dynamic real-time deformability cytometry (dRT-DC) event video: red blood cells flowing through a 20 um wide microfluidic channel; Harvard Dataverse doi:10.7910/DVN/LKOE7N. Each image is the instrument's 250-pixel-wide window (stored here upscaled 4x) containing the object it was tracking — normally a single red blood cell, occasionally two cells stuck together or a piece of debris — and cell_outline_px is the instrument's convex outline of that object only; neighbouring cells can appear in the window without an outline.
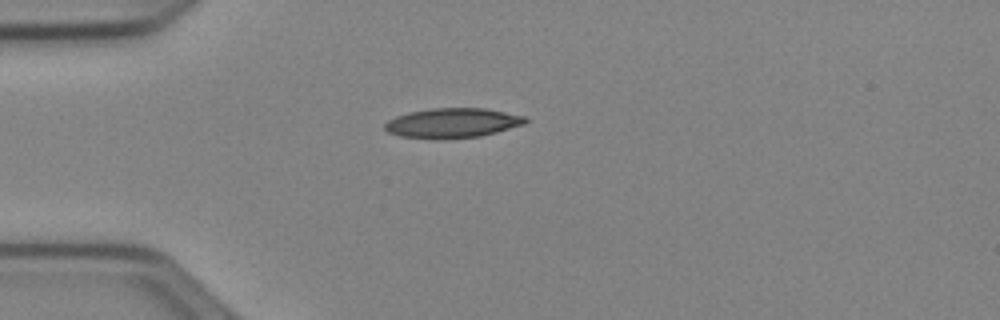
{"species": "Egyptian fruit bat (a non-hibernating species)", "species_latin": "Rousettus aegyptiacus", "temperature_condition": "cold", "stored_images_in_passage": 38, "camera_frame_rate_fps": 3000, "um_per_image_px": 0.085, "animal": {"sex": "female"}, "frame": {"image": 1, "passage_image": 1, "time_ms": 0.0, "image_size_px": [1000, 320], "cell_outline_px": [[528, 120], [524, 124], [496, 132], [480, 136], [400, 136], [388, 132], [384, 128], [384, 124], [388, 120], [396, 116], [408, 112], [432, 108], [484, 108], [528, 116]], "centroid_in_image_um": [38.51, 10.4], "position_along_channel_um": 46.5, "area_um2": 23.41}}
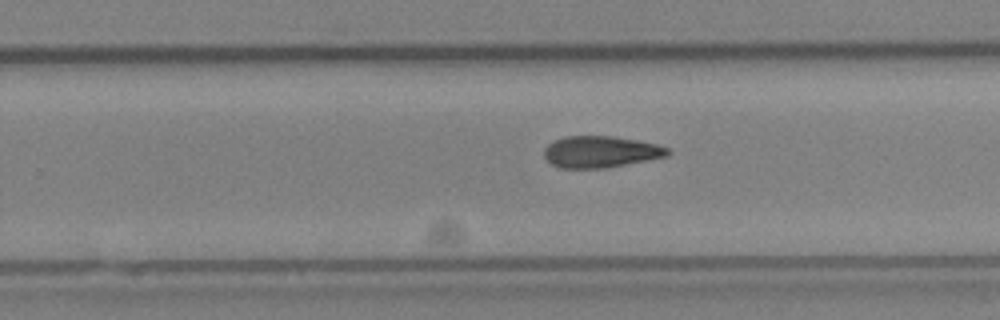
{"frame": {"image": 2, "passage_image": 20, "time_ms": 6.333, "image_size_px": [1000, 320], "cell_outline_px": [[672, 152], [668, 156], [604, 168], [560, 168], [552, 164], [544, 156], [544, 148], [552, 140], [564, 136], [612, 136], [636, 140], [656, 144], [668, 148]], "centroid_in_image_um": [51.03, 12.89], "position_along_channel_um": 278.8, "area_um2": 22.72}}
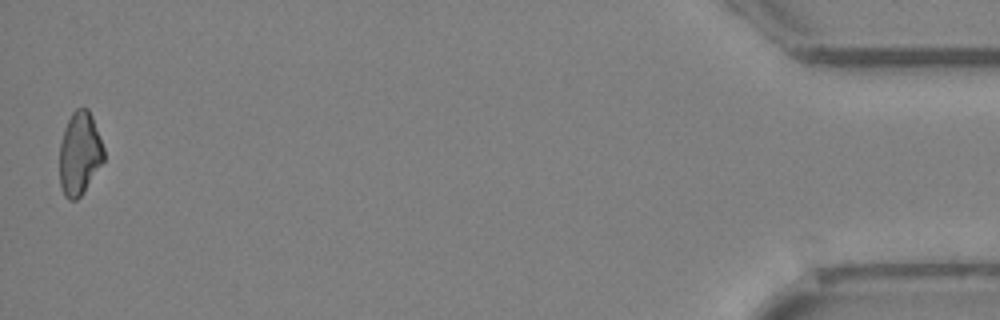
{"frame": {"image": 3, "passage_image": 38, "time_ms": 12.333, "image_size_px": [1000, 320], "cell_outline_px": [[104, 160], [80, 196], [76, 200], [68, 200], [64, 196], [60, 184], [60, 140], [64, 128], [72, 112], [76, 108], [88, 108], [92, 116], [104, 148]], "centroid_in_image_um": [6.75, 13.03], "position_along_channel_um": 428.4, "area_um2": 21.33}}